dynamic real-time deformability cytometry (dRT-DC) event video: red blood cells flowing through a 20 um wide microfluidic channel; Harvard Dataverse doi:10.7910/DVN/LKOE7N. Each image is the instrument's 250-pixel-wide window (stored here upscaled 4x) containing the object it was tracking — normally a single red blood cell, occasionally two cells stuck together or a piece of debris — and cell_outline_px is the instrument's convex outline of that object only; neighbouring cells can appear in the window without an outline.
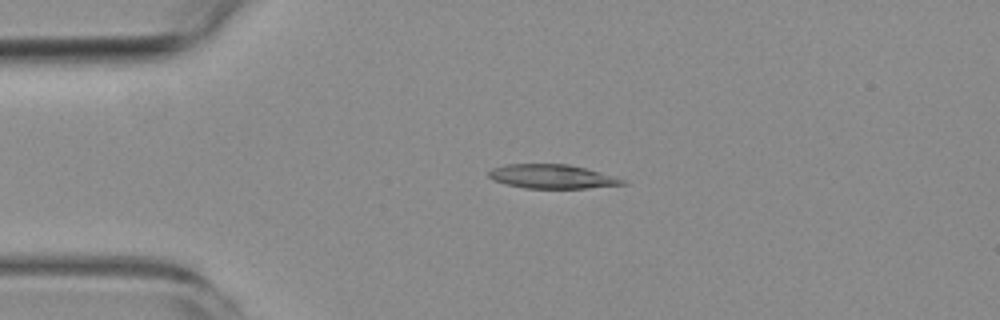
{"species": "common noctule bat (a hibernating species)", "species_latin": "Nyctalus noctula", "temperature_condition": "room temperature", "stored_images_in_passage": 6, "camera_frame_rate_fps": 3000, "um_per_image_px": 0.085, "animal": {"sex": "female", "body_mass_g": 19.3, "forearm_length_mm": 54.1}, "frame": {"image": 1, "passage_image": 4, "time_ms": 3.333, "image_size_px": [1000, 320], "cell_outline_px": [[628, 184], [584, 188], [524, 188], [508, 184], [496, 180], [488, 176], [488, 172], [492, 168], [508, 164], [568, 164], [584, 168], [628, 180]], "centroid_in_image_um": [46.96, 15.0], "position_along_channel_um": 38.0, "area_um2": 18.5}}
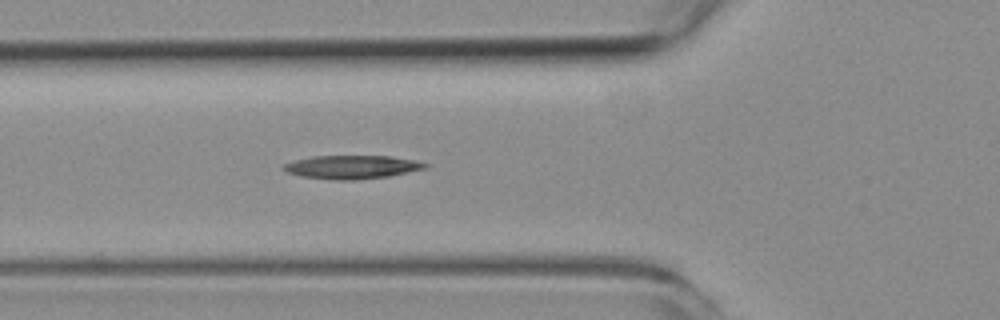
{"frame": {"image": 2, "passage_image": 6, "time_ms": 5.667, "image_size_px": [1000, 320], "cell_outline_px": [[428, 168], [388, 176], [356, 180], [332, 180], [300, 176], [284, 172], [280, 168], [284, 164], [296, 160], [312, 156], [392, 156], [412, 160], [428, 164]], "centroid_in_image_um": [29.86, 14.2], "position_along_channel_um": 95.9, "area_um2": 19.42}}